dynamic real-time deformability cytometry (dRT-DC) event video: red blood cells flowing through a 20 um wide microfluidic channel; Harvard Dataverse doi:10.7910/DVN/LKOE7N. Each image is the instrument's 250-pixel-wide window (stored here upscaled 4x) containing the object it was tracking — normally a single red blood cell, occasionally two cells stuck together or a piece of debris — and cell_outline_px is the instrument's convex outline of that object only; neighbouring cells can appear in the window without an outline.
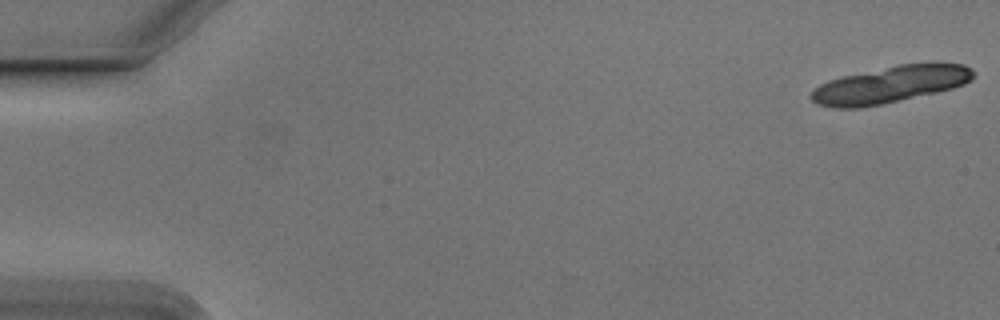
{"species": "Egyptian fruit bat (a non-hibernating species)", "species_latin": "Rousettus aegyptiacus", "temperature_condition": "cold", "stored_images_in_passage": 19, "camera_frame_rate_fps": 3000, "um_per_image_px": 0.085, "animal": {"sex": "male"}, "frame": {"image": 1, "passage_image": 1, "time_ms": 0.0, "image_size_px": [1000, 320], "cell_outline_px": [[976, 76], [972, 80], [964, 84], [952, 88], [936, 92], [884, 104], [860, 108], [832, 108], [816, 104], [808, 96], [820, 84], [828, 80], [844, 76], [900, 64], [928, 60], [932, 60], [964, 64], [972, 68], [976, 72]], "centroid_in_image_um": [75.77, 7.15], "position_along_channel_um": 9.2, "area_um2": 35.6}}